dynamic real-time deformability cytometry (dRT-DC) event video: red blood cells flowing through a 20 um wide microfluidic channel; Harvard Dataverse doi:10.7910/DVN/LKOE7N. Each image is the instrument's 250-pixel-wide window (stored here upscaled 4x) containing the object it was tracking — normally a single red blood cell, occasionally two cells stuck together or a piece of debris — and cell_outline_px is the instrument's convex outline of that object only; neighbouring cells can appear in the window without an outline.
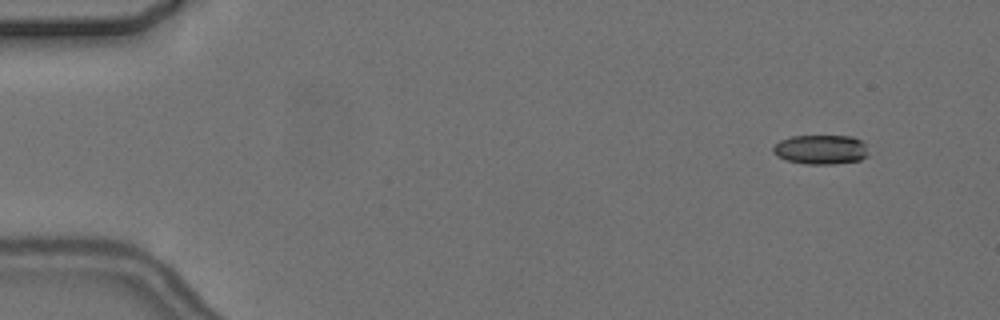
{"species": "common noctule bat (a hibernating species)", "species_latin": "Nyctalus noctula", "temperature_condition": "cold", "stored_images_in_passage": 8, "camera_frame_rate_fps": 3000, "um_per_image_px": 0.085, "animal": {"sex": "female", "body_mass_g": 24.6, "forearm_length_mm": 56.2}, "frame": {"image": 1, "passage_image": 2, "time_ms": 1.0, "image_size_px": [1000, 320], "cell_outline_px": [[868, 156], [860, 160], [832, 164], [804, 164], [788, 160], [776, 156], [772, 152], [772, 148], [780, 140], [792, 136], [852, 136], [868, 144]], "centroid_in_image_um": [69.8, 12.71], "position_along_channel_um": 15.2, "area_um2": 16.53}}
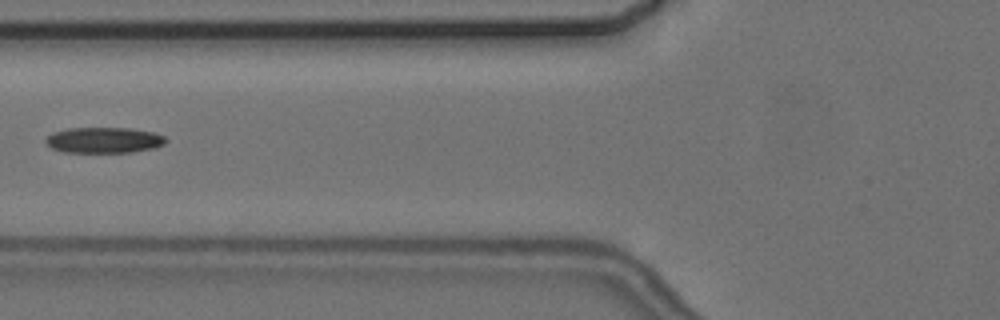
{"frame": {"image": 2, "passage_image": 7, "time_ms": 7.0, "image_size_px": [1000, 320], "cell_outline_px": [[168, 140], [164, 144], [156, 148], [132, 152], [64, 152], [52, 148], [44, 140], [52, 132], [68, 128], [132, 128], [152, 132], [164, 136]], "centroid_in_image_um": [8.86, 11.91], "position_along_channel_um": 116.9, "area_um2": 18.09}}
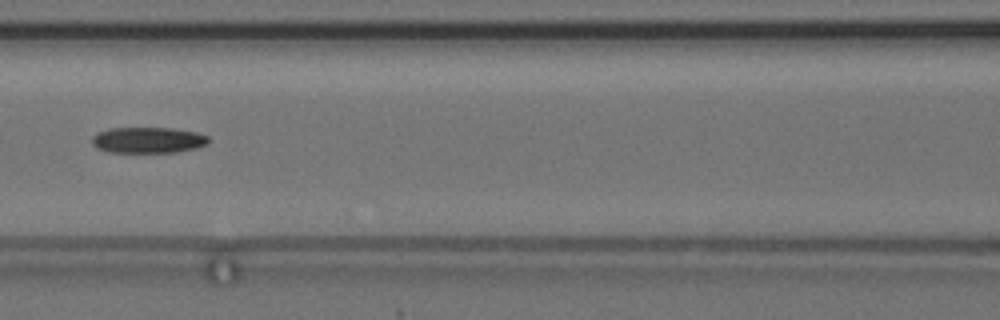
{"frame": {"image": 3, "passage_image": 8, "time_ms": 8.0, "image_size_px": [1000, 320], "cell_outline_px": [[208, 144], [196, 148], [176, 152], [108, 152], [96, 148], [92, 144], [92, 136], [96, 132], [108, 128], [172, 128], [196, 132], [208, 136]], "centroid_in_image_um": [12.55, 11.9], "position_along_channel_um": 154.1, "area_um2": 17.74}}